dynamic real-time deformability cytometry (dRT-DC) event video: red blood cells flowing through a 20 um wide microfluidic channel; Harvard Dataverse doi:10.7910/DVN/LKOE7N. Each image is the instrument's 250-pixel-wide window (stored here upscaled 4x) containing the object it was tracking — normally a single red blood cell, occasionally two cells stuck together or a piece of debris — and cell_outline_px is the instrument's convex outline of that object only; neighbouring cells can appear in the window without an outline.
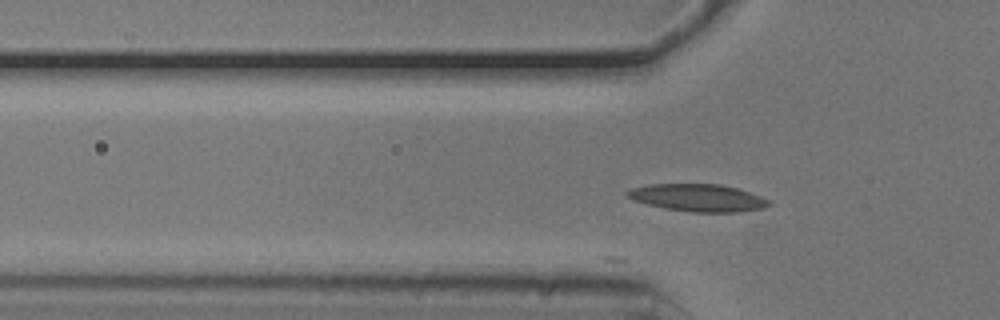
{"species": "common noctule bat (a hibernating species)", "species_latin": "Nyctalus noctula", "temperature_condition": "cold", "stored_images_in_passage": 52, "camera_frame_rate_fps": 3000, "um_per_image_px": 0.085, "animal": {"sex": "male", "body_mass_g": 20.5, "forearm_length_mm": 52.5}, "frame": {"image": 1, "passage_image": 16, "time_ms": 5.0, "image_size_px": [1000, 320], "cell_outline_px": [[772, 204], [764, 208], [740, 212], [688, 212], [664, 208], [632, 200], [624, 192], [632, 188], [648, 184], [720, 184], [736, 188], [772, 200]], "centroid_in_image_um": [59.34, 16.81], "position_along_channel_um": 66.5, "area_um2": 22.72}}
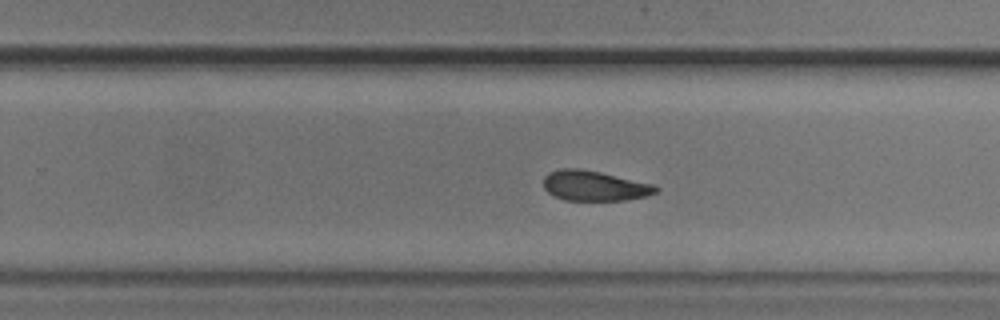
{"frame": {"image": 2, "passage_image": 33, "time_ms": 10.667, "image_size_px": [1000, 320], "cell_outline_px": [[660, 188], [656, 192], [648, 196], [624, 200], [564, 200], [552, 196], [544, 188], [544, 176], [548, 172], [560, 168], [580, 168], [600, 172], [656, 184]], "centroid_in_image_um": [50.53, 15.78], "position_along_channel_um": 279.3, "area_um2": 20.0}}
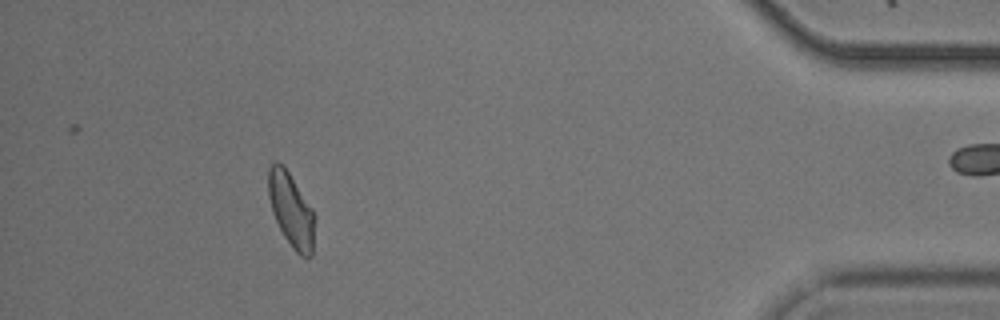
{"frame": {"image": 3, "passage_image": 48, "time_ms": 15.667, "image_size_px": [1000, 320], "cell_outline_px": [[316, 216], [312, 256], [300, 256], [292, 248], [284, 236], [272, 212], [268, 196], [268, 168], [276, 160], [284, 164], [312, 208]], "centroid_in_image_um": [24.76, 17.82], "position_along_channel_um": 410.4, "area_um2": 20.29}, "authors_computed_cell_mechanics": {"area_um2": 20.5768, "velocity_mm_per_s": 3.7574, "shape_relaxation_time_tau1_ms": 3.605, "shape_relaxation_time_tau2_ms": 3.3854, "deformation_change_tau1": 0.1184, "deformation_change_tau2": 0.0884}}